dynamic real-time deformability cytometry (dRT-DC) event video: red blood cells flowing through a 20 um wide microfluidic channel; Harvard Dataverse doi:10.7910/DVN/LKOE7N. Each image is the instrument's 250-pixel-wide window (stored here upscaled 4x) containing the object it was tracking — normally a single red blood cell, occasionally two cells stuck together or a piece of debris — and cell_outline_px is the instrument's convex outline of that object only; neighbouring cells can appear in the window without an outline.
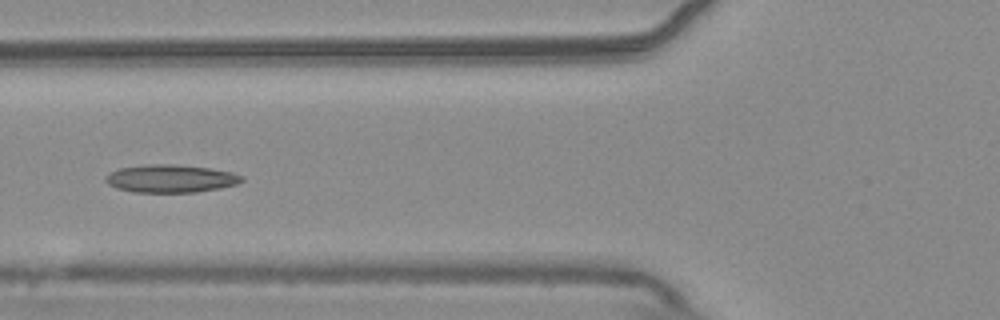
{"species": "common noctule bat (a hibernating species)", "species_latin": "Nyctalus noctula", "temperature_condition": "warm", "stored_images_in_passage": 54, "camera_frame_rate_fps": 3000, "um_per_image_px": 0.085, "animal": {"sex": "male", "body_mass_g": 20.4}, "frame": {"image": 1, "passage_image": 21, "time_ms": 6.667, "image_size_px": [1000, 320], "cell_outline_px": [[244, 180], [236, 184], [220, 188], [196, 192], [132, 192], [116, 188], [108, 184], [104, 180], [108, 172], [120, 168], [148, 164], [172, 164], [212, 168], [232, 172], [244, 176]], "centroid_in_image_um": [14.5, 15.17], "position_along_channel_um": 111.3, "area_um2": 22.25}}
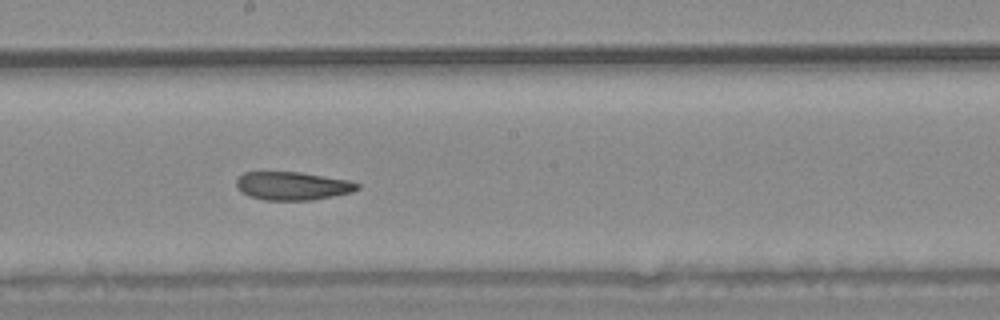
{"frame": {"image": 2, "passage_image": 30, "time_ms": 9.667, "image_size_px": [1000, 320], "cell_outline_px": [[360, 188], [352, 192], [312, 200], [264, 200], [248, 196], [240, 192], [236, 188], [236, 180], [244, 172], [300, 172], [348, 180], [360, 184]], "centroid_in_image_um": [24.84, 15.8], "position_along_channel_um": 223.4, "area_um2": 20.0}}
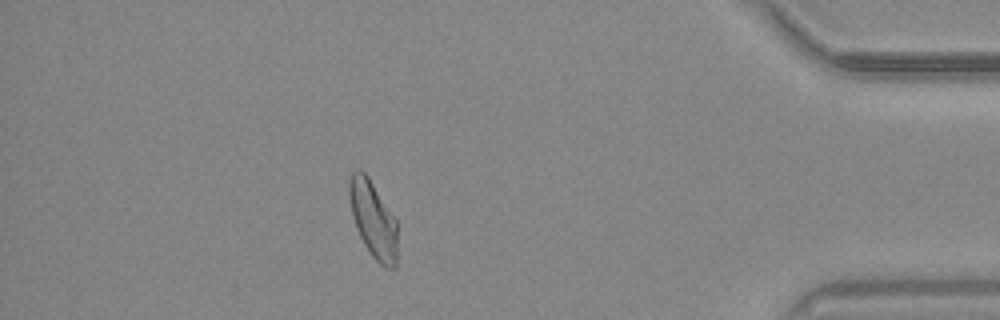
{"frame": {"image": 3, "passage_image": 48, "time_ms": 15.667, "image_size_px": [1000, 320], "cell_outline_px": [[396, 268], [384, 268], [372, 256], [364, 244], [356, 228], [352, 216], [348, 196], [348, 180], [352, 172], [356, 168], [360, 168], [368, 176], [396, 220]], "centroid_in_image_um": [31.68, 18.62], "position_along_channel_um": 403.5, "area_um2": 21.56}, "authors_computed_cell_mechanics": {"area_um2": 22.0796, "velocity_mm_per_s": 3.734, "shape_relaxation_time_tau1_ms": null, "shape_relaxation_time_tau2_ms": 1.9116, "deformation_change_tau1": null, "deformation_change_tau2": 0.0905}}